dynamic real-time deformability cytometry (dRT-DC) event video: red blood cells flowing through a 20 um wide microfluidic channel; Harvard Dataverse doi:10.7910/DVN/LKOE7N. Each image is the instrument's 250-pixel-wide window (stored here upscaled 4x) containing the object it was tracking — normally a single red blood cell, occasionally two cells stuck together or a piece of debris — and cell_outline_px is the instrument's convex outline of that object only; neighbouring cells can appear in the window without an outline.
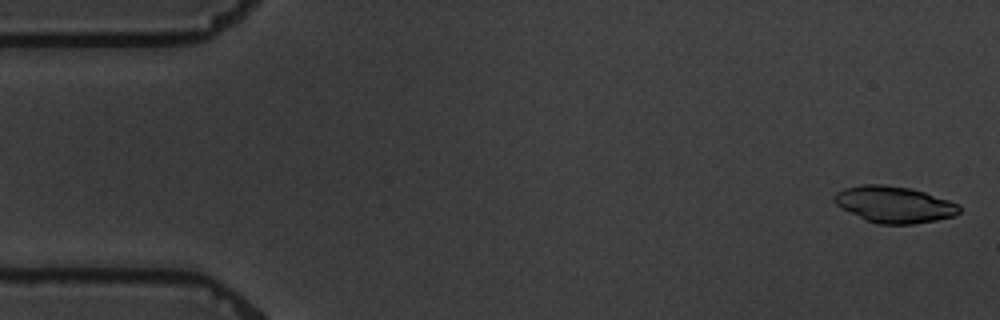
{"species": "common noctule bat (a hibernating species)", "species_latin": "Nyctalus noctula", "temperature_condition": "warm", "stored_images_in_passage": 5, "camera_frame_rate_fps": 3000, "um_per_image_px": 0.085, "animal": {"sex": "male", "body_mass_g": 19.5, "forearm_length_mm": 54.6}, "frame": {"image": 1, "passage_image": 1, "time_ms": 0.0, "image_size_px": [1000, 320], "cell_outline_px": [[960, 212], [956, 216], [936, 220], [912, 224], [880, 224], [864, 220], [836, 204], [832, 200], [832, 196], [836, 192], [844, 188], [864, 184], [880, 184], [908, 188], [924, 192], [948, 200], [956, 204], [960, 208]], "centroid_in_image_um": [75.98, 17.38], "position_along_channel_um": 9.0, "area_um2": 26.41}}
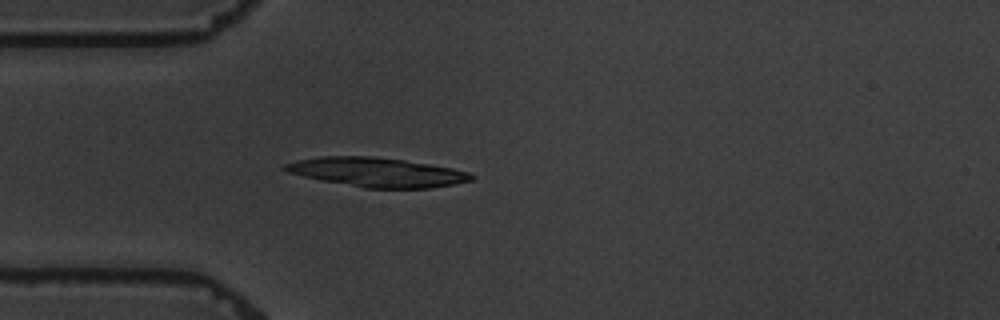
{"frame": {"image": 2, "passage_image": 5, "time_ms": 4.667, "image_size_px": [1000, 320], "cell_outline_px": [[476, 176], [472, 180], [456, 184], [428, 188], [364, 188], [320, 180], [288, 172], [280, 168], [284, 164], [296, 160], [320, 156], [372, 156], [404, 160], [452, 168], [468, 172]], "centroid_in_image_um": [32.02, 14.64], "position_along_channel_um": 53.0, "area_um2": 31.79}}